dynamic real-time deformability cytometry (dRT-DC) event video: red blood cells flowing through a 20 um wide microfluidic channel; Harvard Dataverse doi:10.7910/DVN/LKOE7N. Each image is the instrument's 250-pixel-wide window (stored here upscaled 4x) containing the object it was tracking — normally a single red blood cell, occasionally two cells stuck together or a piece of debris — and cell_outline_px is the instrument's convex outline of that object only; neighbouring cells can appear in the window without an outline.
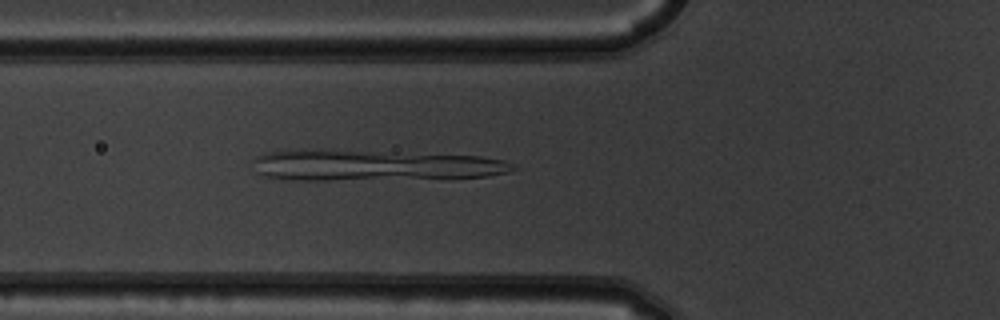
{"species": "common noctule bat (a hibernating species)", "species_latin": "Nyctalus noctula", "temperature_condition": "warm", "stored_images_in_passage": 6, "camera_frame_rate_fps": 3000, "um_per_image_px": 0.085, "animal": {"sex": "male", "body_mass_g": 19.5, "forearm_length_mm": 54.6}, "frame": {"image": 1, "passage_image": 6, "time_ms": 1.667, "image_size_px": [1000, 320], "cell_outline_px": [[520, 168], [508, 172], [488, 176], [332, 180], [284, 180], [264, 176], [256, 172], [252, 160], [252, 156], [264, 152], [300, 148], [320, 148], [480, 156], [504, 160]], "centroid_in_image_um": [31.61, 14.02], "position_along_channel_um": 94.2, "area_um2": 47.69}}